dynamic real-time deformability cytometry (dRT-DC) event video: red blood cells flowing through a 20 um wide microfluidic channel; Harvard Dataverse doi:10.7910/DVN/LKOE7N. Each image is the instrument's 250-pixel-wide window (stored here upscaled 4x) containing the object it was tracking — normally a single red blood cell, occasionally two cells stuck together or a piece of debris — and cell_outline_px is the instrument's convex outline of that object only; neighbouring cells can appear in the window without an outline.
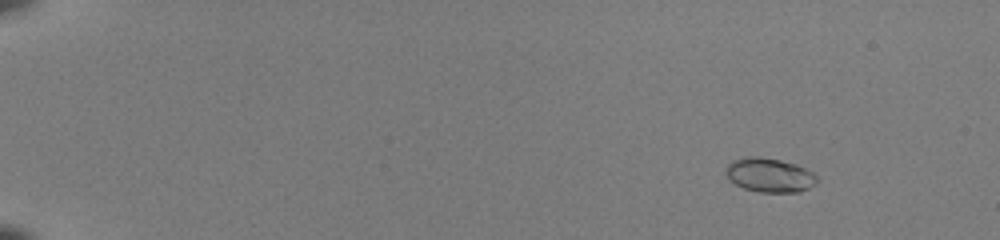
{"species": "common noctule bat (a hibernating species)", "species_latin": "Nyctalus noctula", "temperature_condition": "room temperature", "stored_images_in_passage": 48, "camera_frame_rate_fps": 3000, "um_per_image_px": 0.085, "animal": {"sex": "female", "body_mass_g": 22.0, "forearm_length_mm": 56.7}, "frame": {"image": 1, "passage_image": 1, "time_ms": 0.0, "image_size_px": [1000, 240], "cell_outline_px": [[820, 180], [816, 184], [800, 192], [760, 192], [744, 188], [728, 180], [724, 172], [728, 164], [732, 160], [744, 156], [756, 156], [780, 160], [796, 164], [812, 172]], "centroid_in_image_um": [65.39, 14.88], "position_along_channel_um": 19.6, "area_um2": 18.32}}
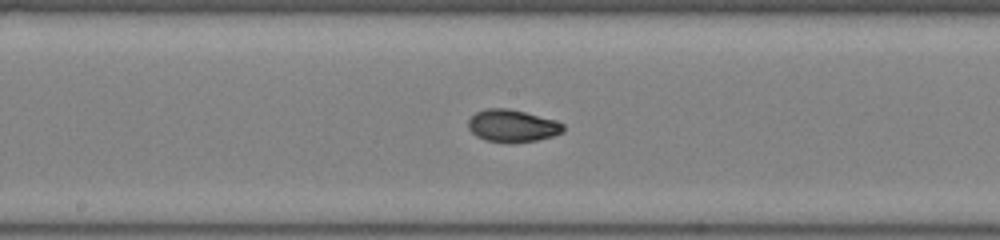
{"frame": {"image": 2, "passage_image": 26, "time_ms": 8.333, "image_size_px": [1000, 240], "cell_outline_px": [[564, 132], [552, 136], [536, 140], [512, 144], [484, 140], [476, 136], [468, 128], [468, 120], [476, 112], [488, 108], [508, 108], [556, 120], [564, 124]], "centroid_in_image_um": [43.54, 10.71], "position_along_channel_um": 204.7, "area_um2": 18.09}}
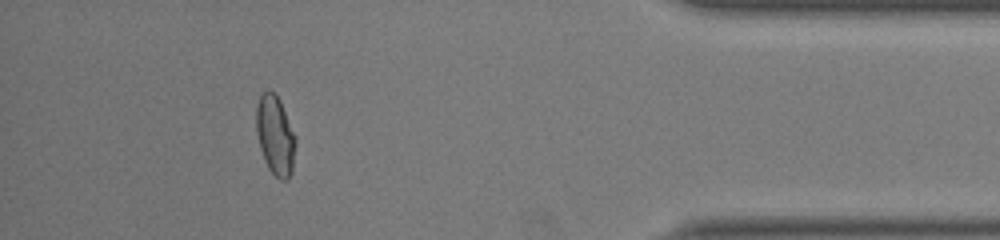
{"frame": {"image": 3, "passage_image": 44, "time_ms": 14.333, "image_size_px": [1000, 240], "cell_outline_px": [[296, 144], [292, 172], [288, 180], [280, 180], [268, 168], [264, 160], [260, 148], [256, 132], [256, 104], [260, 96], [268, 88], [276, 92], [280, 100], [296, 136]], "centroid_in_image_um": [23.4, 11.48], "position_along_channel_um": 411.8, "area_um2": 18.55}, "authors_computed_cell_mechanics": {"area_um2": 17.34, "velocity_mm_per_s": 4.0109, "shape_relaxation_time_tau1_ms": 7.3184, "shape_relaxation_time_tau2_ms": 0.631, "deformation_change_tau1": 0.2164, "deformation_change_tau2": 0.0345}}